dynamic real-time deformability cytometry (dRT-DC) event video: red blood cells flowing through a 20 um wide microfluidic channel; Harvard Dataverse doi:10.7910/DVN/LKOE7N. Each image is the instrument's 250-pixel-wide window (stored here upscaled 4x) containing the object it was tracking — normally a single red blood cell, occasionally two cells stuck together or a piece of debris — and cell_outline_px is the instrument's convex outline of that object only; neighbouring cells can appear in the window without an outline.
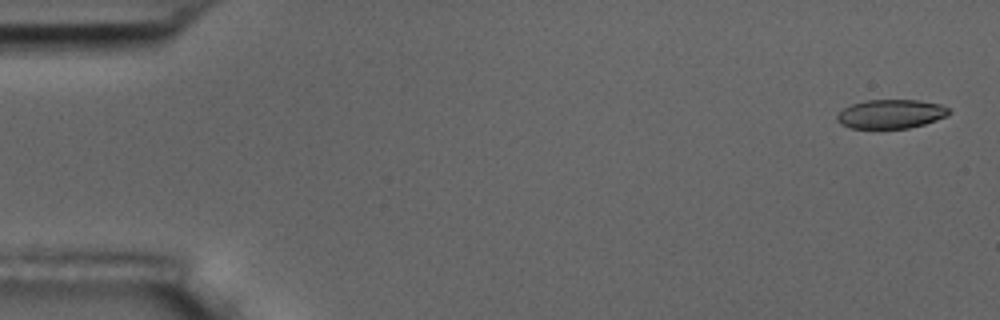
{"species": "common noctule bat (a hibernating species)", "species_latin": "Nyctalus noctula", "temperature_condition": "room temperature", "stored_images_in_passage": 56, "camera_frame_rate_fps": 3000, "um_per_image_px": 0.085, "animal": {"sex": "male", "body_mass_g": 17.5, "forearm_length_mm": 52.3}, "frame": {"image": 1, "passage_image": 2, "time_ms": 0.333, "image_size_px": [1000, 320], "cell_outline_px": [[952, 112], [948, 116], [924, 124], [908, 128], [852, 128], [840, 124], [836, 120], [836, 116], [844, 108], [852, 104], [864, 100], [916, 100], [940, 104], [948, 108]], "centroid_in_image_um": [75.73, 9.68], "position_along_channel_um": 9.3, "area_um2": 18.9}}
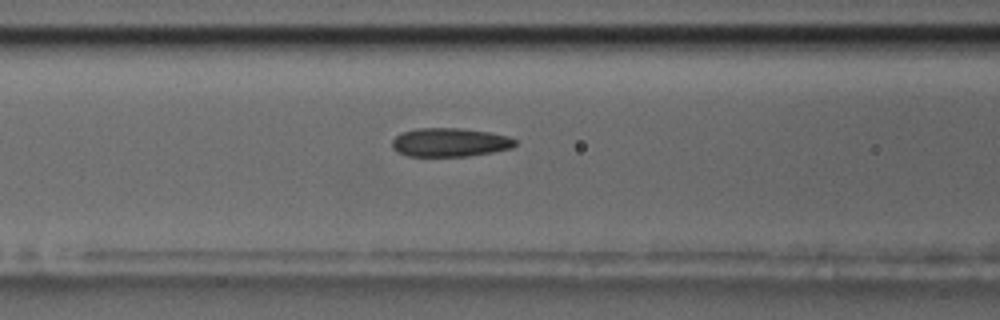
{"frame": {"image": 2, "passage_image": 23, "time_ms": 7.333, "image_size_px": [1000, 320], "cell_outline_px": [[516, 144], [512, 148], [492, 152], [468, 156], [408, 156], [396, 152], [392, 148], [392, 140], [396, 136], [404, 132], [416, 128], [460, 128], [488, 132], [508, 136], [516, 140]], "centroid_in_image_um": [38.22, 12.1], "position_along_channel_um": 128.4, "area_um2": 20.58}}
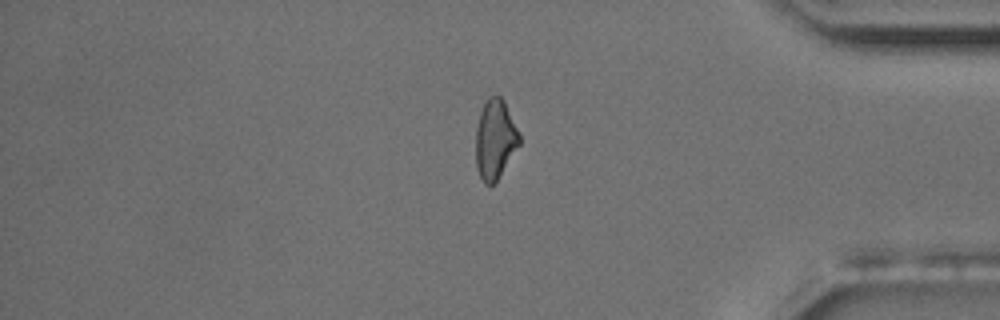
{"frame": {"image": 3, "passage_image": 47, "time_ms": 15.333, "image_size_px": [1000, 320], "cell_outline_px": [[520, 144], [496, 180], [492, 184], [484, 184], [476, 168], [476, 128], [480, 112], [488, 96], [500, 96], [504, 100], [520, 136]], "centroid_in_image_um": [42.07, 11.83], "position_along_channel_um": 393.1, "area_um2": 19.88}, "authors_computed_cell_mechanics": {"area_um2": 20.6346, "velocity_mm_per_s": 3.6262, "shape_relaxation_time_tau1_ms": 7.0104, "shape_relaxation_time_tau2_ms": 3.0197, "deformation_change_tau1": 0.1527, "deformation_change_tau2": 0.1084}}